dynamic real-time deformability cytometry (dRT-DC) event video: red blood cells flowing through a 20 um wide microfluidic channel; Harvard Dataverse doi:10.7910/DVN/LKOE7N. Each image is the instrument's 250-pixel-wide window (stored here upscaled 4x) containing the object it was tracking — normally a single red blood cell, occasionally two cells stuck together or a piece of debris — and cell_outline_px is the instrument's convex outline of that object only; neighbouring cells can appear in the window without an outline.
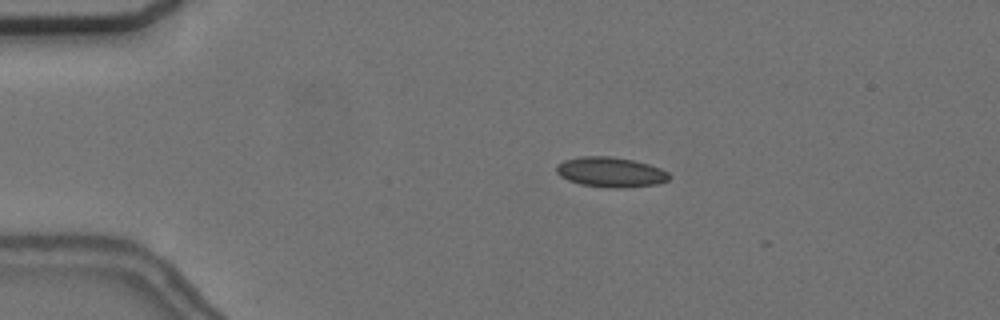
{"species": "common noctule bat (a hibernating species)", "species_latin": "Nyctalus noctula", "temperature_condition": "cold", "stored_images_in_passage": 5, "camera_frame_rate_fps": 3000, "um_per_image_px": 0.085, "animal": {"sex": "female", "body_mass_g": 24.6, "forearm_length_mm": 56.2}, "frame": {"image": 1, "passage_image": 3, "time_ms": 2.333, "image_size_px": [1000, 320], "cell_outline_px": [[672, 176], [668, 180], [656, 184], [624, 188], [604, 188], [580, 184], [568, 180], [560, 176], [556, 172], [556, 164], [564, 160], [580, 156], [612, 156], [632, 160], [648, 164], [660, 168], [668, 172]], "centroid_in_image_um": [51.88, 14.63], "position_along_channel_um": 33.1, "area_um2": 19.94}}